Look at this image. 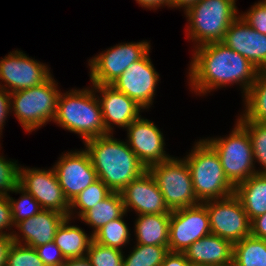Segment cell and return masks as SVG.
Here are the masks:
<instances>
[{
    "label": "cell",
    "mask_w": 266,
    "mask_h": 266,
    "mask_svg": "<svg viewBox=\"0 0 266 266\" xmlns=\"http://www.w3.org/2000/svg\"><path fill=\"white\" fill-rule=\"evenodd\" d=\"M86 257L92 266H123L122 250L91 241Z\"/></svg>",
    "instance_id": "33"
},
{
    "label": "cell",
    "mask_w": 266,
    "mask_h": 266,
    "mask_svg": "<svg viewBox=\"0 0 266 266\" xmlns=\"http://www.w3.org/2000/svg\"><path fill=\"white\" fill-rule=\"evenodd\" d=\"M222 43L244 56L258 70L266 69V34L254 30L240 15L227 29Z\"/></svg>",
    "instance_id": "19"
},
{
    "label": "cell",
    "mask_w": 266,
    "mask_h": 266,
    "mask_svg": "<svg viewBox=\"0 0 266 266\" xmlns=\"http://www.w3.org/2000/svg\"><path fill=\"white\" fill-rule=\"evenodd\" d=\"M160 266H192L183 252H168Z\"/></svg>",
    "instance_id": "40"
},
{
    "label": "cell",
    "mask_w": 266,
    "mask_h": 266,
    "mask_svg": "<svg viewBox=\"0 0 266 266\" xmlns=\"http://www.w3.org/2000/svg\"><path fill=\"white\" fill-rule=\"evenodd\" d=\"M198 0H170V7L172 8H184L186 12L190 7H192Z\"/></svg>",
    "instance_id": "45"
},
{
    "label": "cell",
    "mask_w": 266,
    "mask_h": 266,
    "mask_svg": "<svg viewBox=\"0 0 266 266\" xmlns=\"http://www.w3.org/2000/svg\"><path fill=\"white\" fill-rule=\"evenodd\" d=\"M251 235L266 240V213L251 221Z\"/></svg>",
    "instance_id": "41"
},
{
    "label": "cell",
    "mask_w": 266,
    "mask_h": 266,
    "mask_svg": "<svg viewBox=\"0 0 266 266\" xmlns=\"http://www.w3.org/2000/svg\"><path fill=\"white\" fill-rule=\"evenodd\" d=\"M234 195L240 200L250 221L266 213V173H257L235 186Z\"/></svg>",
    "instance_id": "22"
},
{
    "label": "cell",
    "mask_w": 266,
    "mask_h": 266,
    "mask_svg": "<svg viewBox=\"0 0 266 266\" xmlns=\"http://www.w3.org/2000/svg\"><path fill=\"white\" fill-rule=\"evenodd\" d=\"M241 18L254 30L266 34V1L260 0L255 3L247 13L240 15Z\"/></svg>",
    "instance_id": "36"
},
{
    "label": "cell",
    "mask_w": 266,
    "mask_h": 266,
    "mask_svg": "<svg viewBox=\"0 0 266 266\" xmlns=\"http://www.w3.org/2000/svg\"><path fill=\"white\" fill-rule=\"evenodd\" d=\"M112 191L107 187V185L101 180L97 179L89 186H87L81 193H79L71 202L69 209V218H72L73 209L80 210L77 216L79 218L89 209H91L95 204L104 200L108 197ZM78 207V208H77ZM77 208V209H75Z\"/></svg>",
    "instance_id": "29"
},
{
    "label": "cell",
    "mask_w": 266,
    "mask_h": 266,
    "mask_svg": "<svg viewBox=\"0 0 266 266\" xmlns=\"http://www.w3.org/2000/svg\"><path fill=\"white\" fill-rule=\"evenodd\" d=\"M11 207L7 195L0 194V234L12 236L13 232H3L4 229L13 227Z\"/></svg>",
    "instance_id": "38"
},
{
    "label": "cell",
    "mask_w": 266,
    "mask_h": 266,
    "mask_svg": "<svg viewBox=\"0 0 266 266\" xmlns=\"http://www.w3.org/2000/svg\"><path fill=\"white\" fill-rule=\"evenodd\" d=\"M60 91L52 76L43 84L10 93V108L27 132L54 120Z\"/></svg>",
    "instance_id": "6"
},
{
    "label": "cell",
    "mask_w": 266,
    "mask_h": 266,
    "mask_svg": "<svg viewBox=\"0 0 266 266\" xmlns=\"http://www.w3.org/2000/svg\"><path fill=\"white\" fill-rule=\"evenodd\" d=\"M168 252V246L136 244L127 258L123 255V266H160Z\"/></svg>",
    "instance_id": "30"
},
{
    "label": "cell",
    "mask_w": 266,
    "mask_h": 266,
    "mask_svg": "<svg viewBox=\"0 0 266 266\" xmlns=\"http://www.w3.org/2000/svg\"><path fill=\"white\" fill-rule=\"evenodd\" d=\"M53 168L69 202L98 179L86 150L64 153Z\"/></svg>",
    "instance_id": "15"
},
{
    "label": "cell",
    "mask_w": 266,
    "mask_h": 266,
    "mask_svg": "<svg viewBox=\"0 0 266 266\" xmlns=\"http://www.w3.org/2000/svg\"><path fill=\"white\" fill-rule=\"evenodd\" d=\"M49 71L46 65L20 50L12 51L0 60V80L5 82L0 86L9 93L39 86L52 76Z\"/></svg>",
    "instance_id": "13"
},
{
    "label": "cell",
    "mask_w": 266,
    "mask_h": 266,
    "mask_svg": "<svg viewBox=\"0 0 266 266\" xmlns=\"http://www.w3.org/2000/svg\"><path fill=\"white\" fill-rule=\"evenodd\" d=\"M129 148L148 169L171 158L164 151V137L159 128L148 119H135L127 128Z\"/></svg>",
    "instance_id": "16"
},
{
    "label": "cell",
    "mask_w": 266,
    "mask_h": 266,
    "mask_svg": "<svg viewBox=\"0 0 266 266\" xmlns=\"http://www.w3.org/2000/svg\"><path fill=\"white\" fill-rule=\"evenodd\" d=\"M244 102L245 113L240 115L237 121L266 123V69L259 70Z\"/></svg>",
    "instance_id": "26"
},
{
    "label": "cell",
    "mask_w": 266,
    "mask_h": 266,
    "mask_svg": "<svg viewBox=\"0 0 266 266\" xmlns=\"http://www.w3.org/2000/svg\"><path fill=\"white\" fill-rule=\"evenodd\" d=\"M232 266H266V240L249 235L233 244Z\"/></svg>",
    "instance_id": "27"
},
{
    "label": "cell",
    "mask_w": 266,
    "mask_h": 266,
    "mask_svg": "<svg viewBox=\"0 0 266 266\" xmlns=\"http://www.w3.org/2000/svg\"><path fill=\"white\" fill-rule=\"evenodd\" d=\"M69 221L71 218L66 217L57 228L54 243L65 259L85 257L93 237H88L82 228L70 225Z\"/></svg>",
    "instance_id": "24"
},
{
    "label": "cell",
    "mask_w": 266,
    "mask_h": 266,
    "mask_svg": "<svg viewBox=\"0 0 266 266\" xmlns=\"http://www.w3.org/2000/svg\"><path fill=\"white\" fill-rule=\"evenodd\" d=\"M238 13L235 0H198L185 12L188 38L197 42L196 47L222 42Z\"/></svg>",
    "instance_id": "5"
},
{
    "label": "cell",
    "mask_w": 266,
    "mask_h": 266,
    "mask_svg": "<svg viewBox=\"0 0 266 266\" xmlns=\"http://www.w3.org/2000/svg\"><path fill=\"white\" fill-rule=\"evenodd\" d=\"M184 159L191 172L195 195L201 203L234 194L235 186L226 177L217 152L204 139L196 142Z\"/></svg>",
    "instance_id": "4"
},
{
    "label": "cell",
    "mask_w": 266,
    "mask_h": 266,
    "mask_svg": "<svg viewBox=\"0 0 266 266\" xmlns=\"http://www.w3.org/2000/svg\"><path fill=\"white\" fill-rule=\"evenodd\" d=\"M195 49L188 74L192 91L204 95L236 83L242 86L245 97L256 80L257 67L222 42L204 44Z\"/></svg>",
    "instance_id": "1"
},
{
    "label": "cell",
    "mask_w": 266,
    "mask_h": 266,
    "mask_svg": "<svg viewBox=\"0 0 266 266\" xmlns=\"http://www.w3.org/2000/svg\"><path fill=\"white\" fill-rule=\"evenodd\" d=\"M12 244V236L0 234V266H6L8 251Z\"/></svg>",
    "instance_id": "42"
},
{
    "label": "cell",
    "mask_w": 266,
    "mask_h": 266,
    "mask_svg": "<svg viewBox=\"0 0 266 266\" xmlns=\"http://www.w3.org/2000/svg\"><path fill=\"white\" fill-rule=\"evenodd\" d=\"M192 266H232L233 244L209 234L191 244L184 252Z\"/></svg>",
    "instance_id": "21"
},
{
    "label": "cell",
    "mask_w": 266,
    "mask_h": 266,
    "mask_svg": "<svg viewBox=\"0 0 266 266\" xmlns=\"http://www.w3.org/2000/svg\"><path fill=\"white\" fill-rule=\"evenodd\" d=\"M209 234V216L203 203L171 211L168 241L170 252H184L191 244Z\"/></svg>",
    "instance_id": "11"
},
{
    "label": "cell",
    "mask_w": 266,
    "mask_h": 266,
    "mask_svg": "<svg viewBox=\"0 0 266 266\" xmlns=\"http://www.w3.org/2000/svg\"><path fill=\"white\" fill-rule=\"evenodd\" d=\"M61 266H92L90 260L85 256L82 258H69Z\"/></svg>",
    "instance_id": "44"
},
{
    "label": "cell",
    "mask_w": 266,
    "mask_h": 266,
    "mask_svg": "<svg viewBox=\"0 0 266 266\" xmlns=\"http://www.w3.org/2000/svg\"><path fill=\"white\" fill-rule=\"evenodd\" d=\"M95 94L94 88L72 89L70 92L60 93L53 122L65 130L79 134L84 142L108 135L98 95Z\"/></svg>",
    "instance_id": "3"
},
{
    "label": "cell",
    "mask_w": 266,
    "mask_h": 266,
    "mask_svg": "<svg viewBox=\"0 0 266 266\" xmlns=\"http://www.w3.org/2000/svg\"><path fill=\"white\" fill-rule=\"evenodd\" d=\"M10 110V93L0 86V135Z\"/></svg>",
    "instance_id": "39"
},
{
    "label": "cell",
    "mask_w": 266,
    "mask_h": 266,
    "mask_svg": "<svg viewBox=\"0 0 266 266\" xmlns=\"http://www.w3.org/2000/svg\"><path fill=\"white\" fill-rule=\"evenodd\" d=\"M6 266H46L34 247L13 242L10 246Z\"/></svg>",
    "instance_id": "34"
},
{
    "label": "cell",
    "mask_w": 266,
    "mask_h": 266,
    "mask_svg": "<svg viewBox=\"0 0 266 266\" xmlns=\"http://www.w3.org/2000/svg\"><path fill=\"white\" fill-rule=\"evenodd\" d=\"M83 143L97 177L112 192H121L130 181L147 170L129 145L113 138V133L91 138Z\"/></svg>",
    "instance_id": "2"
},
{
    "label": "cell",
    "mask_w": 266,
    "mask_h": 266,
    "mask_svg": "<svg viewBox=\"0 0 266 266\" xmlns=\"http://www.w3.org/2000/svg\"><path fill=\"white\" fill-rule=\"evenodd\" d=\"M159 78L148 52L142 59L129 65L111 85L133 99L141 108L148 109L153 103Z\"/></svg>",
    "instance_id": "14"
},
{
    "label": "cell",
    "mask_w": 266,
    "mask_h": 266,
    "mask_svg": "<svg viewBox=\"0 0 266 266\" xmlns=\"http://www.w3.org/2000/svg\"><path fill=\"white\" fill-rule=\"evenodd\" d=\"M136 2L141 5V7L157 9L158 7L169 6L170 7V0H136Z\"/></svg>",
    "instance_id": "43"
},
{
    "label": "cell",
    "mask_w": 266,
    "mask_h": 266,
    "mask_svg": "<svg viewBox=\"0 0 266 266\" xmlns=\"http://www.w3.org/2000/svg\"><path fill=\"white\" fill-rule=\"evenodd\" d=\"M17 161L6 160L0 156V194L7 195L18 187L19 165Z\"/></svg>",
    "instance_id": "35"
},
{
    "label": "cell",
    "mask_w": 266,
    "mask_h": 266,
    "mask_svg": "<svg viewBox=\"0 0 266 266\" xmlns=\"http://www.w3.org/2000/svg\"><path fill=\"white\" fill-rule=\"evenodd\" d=\"M100 93L98 100L106 132L112 134V125L127 128L140 116L141 108L133 99L115 89L112 85H92Z\"/></svg>",
    "instance_id": "18"
},
{
    "label": "cell",
    "mask_w": 266,
    "mask_h": 266,
    "mask_svg": "<svg viewBox=\"0 0 266 266\" xmlns=\"http://www.w3.org/2000/svg\"><path fill=\"white\" fill-rule=\"evenodd\" d=\"M147 170L157 183L170 211L201 203L195 195L191 172L185 159L171 157Z\"/></svg>",
    "instance_id": "8"
},
{
    "label": "cell",
    "mask_w": 266,
    "mask_h": 266,
    "mask_svg": "<svg viewBox=\"0 0 266 266\" xmlns=\"http://www.w3.org/2000/svg\"><path fill=\"white\" fill-rule=\"evenodd\" d=\"M202 203L207 209L211 234L224 238L232 244L251 235V221L234 194L227 198Z\"/></svg>",
    "instance_id": "9"
},
{
    "label": "cell",
    "mask_w": 266,
    "mask_h": 266,
    "mask_svg": "<svg viewBox=\"0 0 266 266\" xmlns=\"http://www.w3.org/2000/svg\"><path fill=\"white\" fill-rule=\"evenodd\" d=\"M126 213L127 212H125L120 218L108 222L97 230L92 235L93 241L111 248L122 250L121 247L129 242L131 235L127 224L123 220V216L126 215Z\"/></svg>",
    "instance_id": "28"
},
{
    "label": "cell",
    "mask_w": 266,
    "mask_h": 266,
    "mask_svg": "<svg viewBox=\"0 0 266 266\" xmlns=\"http://www.w3.org/2000/svg\"><path fill=\"white\" fill-rule=\"evenodd\" d=\"M120 193L126 212L133 208L138 215L171 214L157 183L148 170L130 181Z\"/></svg>",
    "instance_id": "17"
},
{
    "label": "cell",
    "mask_w": 266,
    "mask_h": 266,
    "mask_svg": "<svg viewBox=\"0 0 266 266\" xmlns=\"http://www.w3.org/2000/svg\"><path fill=\"white\" fill-rule=\"evenodd\" d=\"M218 154L224 173L236 186L259 173L248 131L237 121L228 137L204 139Z\"/></svg>",
    "instance_id": "7"
},
{
    "label": "cell",
    "mask_w": 266,
    "mask_h": 266,
    "mask_svg": "<svg viewBox=\"0 0 266 266\" xmlns=\"http://www.w3.org/2000/svg\"><path fill=\"white\" fill-rule=\"evenodd\" d=\"M18 186L31 194L42 209L69 216L70 202L64 195L54 168L42 170L20 166Z\"/></svg>",
    "instance_id": "12"
},
{
    "label": "cell",
    "mask_w": 266,
    "mask_h": 266,
    "mask_svg": "<svg viewBox=\"0 0 266 266\" xmlns=\"http://www.w3.org/2000/svg\"><path fill=\"white\" fill-rule=\"evenodd\" d=\"M247 131L251 138L254 162L256 160L263 166L259 173H266V123L255 121H238Z\"/></svg>",
    "instance_id": "31"
},
{
    "label": "cell",
    "mask_w": 266,
    "mask_h": 266,
    "mask_svg": "<svg viewBox=\"0 0 266 266\" xmlns=\"http://www.w3.org/2000/svg\"><path fill=\"white\" fill-rule=\"evenodd\" d=\"M125 212L121 193L112 192L104 200L86 211L80 219L94 229L91 234L93 235L102 226L114 219L120 218Z\"/></svg>",
    "instance_id": "25"
},
{
    "label": "cell",
    "mask_w": 266,
    "mask_h": 266,
    "mask_svg": "<svg viewBox=\"0 0 266 266\" xmlns=\"http://www.w3.org/2000/svg\"><path fill=\"white\" fill-rule=\"evenodd\" d=\"M35 250L46 266H61L66 260L54 241L35 247Z\"/></svg>",
    "instance_id": "37"
},
{
    "label": "cell",
    "mask_w": 266,
    "mask_h": 266,
    "mask_svg": "<svg viewBox=\"0 0 266 266\" xmlns=\"http://www.w3.org/2000/svg\"><path fill=\"white\" fill-rule=\"evenodd\" d=\"M150 42L121 43L89 60L93 85H111L133 62L150 52Z\"/></svg>",
    "instance_id": "10"
},
{
    "label": "cell",
    "mask_w": 266,
    "mask_h": 266,
    "mask_svg": "<svg viewBox=\"0 0 266 266\" xmlns=\"http://www.w3.org/2000/svg\"><path fill=\"white\" fill-rule=\"evenodd\" d=\"M15 193H22L21 197L17 200H14L10 195H8V200L11 207L12 221L15 225L21 220L33 217L39 213L42 209L40 203L26 191L21 189L19 186L14 189Z\"/></svg>",
    "instance_id": "32"
},
{
    "label": "cell",
    "mask_w": 266,
    "mask_h": 266,
    "mask_svg": "<svg viewBox=\"0 0 266 266\" xmlns=\"http://www.w3.org/2000/svg\"><path fill=\"white\" fill-rule=\"evenodd\" d=\"M66 216L57 211L43 209L33 217L21 220L14 226L19 229L21 235L12 234L13 242L38 247L54 241L55 233ZM25 241V242H24Z\"/></svg>",
    "instance_id": "20"
},
{
    "label": "cell",
    "mask_w": 266,
    "mask_h": 266,
    "mask_svg": "<svg viewBox=\"0 0 266 266\" xmlns=\"http://www.w3.org/2000/svg\"><path fill=\"white\" fill-rule=\"evenodd\" d=\"M135 221L136 243L168 246L170 214H140Z\"/></svg>",
    "instance_id": "23"
}]
</instances>
